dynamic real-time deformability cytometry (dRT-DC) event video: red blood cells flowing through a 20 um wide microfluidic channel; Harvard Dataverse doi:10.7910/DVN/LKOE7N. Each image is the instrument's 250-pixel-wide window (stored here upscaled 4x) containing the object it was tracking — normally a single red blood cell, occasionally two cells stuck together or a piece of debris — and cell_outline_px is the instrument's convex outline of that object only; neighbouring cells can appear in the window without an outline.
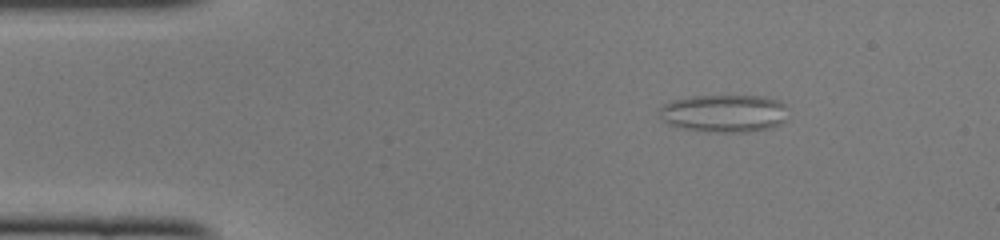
{"species": "common noctule bat (a hibernating species)", "species_latin": "Nyctalus noctula", "temperature_condition": "cold", "stored_images_in_passage": 45, "camera_frame_rate_fps": 3000, "um_per_image_px": 0.085, "animal": {"sex": "female", "body_mass_g": 22.0, "forearm_length_mm": 56.7}, "frame": {"image": 1, "passage_image": 2, "time_ms": 0.333, "image_size_px": [1000, 240], "cell_outline_px": [[784, 120], [780, 124], [772, 128], [748, 132], [720, 132], [684, 128], [672, 124], [664, 120], [660, 116], [660, 108], [664, 104], [672, 100], [692, 96], [764, 96], [780, 100], [784, 104]], "centroid_in_image_um": [61.58, 9.62], "position_along_channel_um": 23.4, "area_um2": 27.92}}
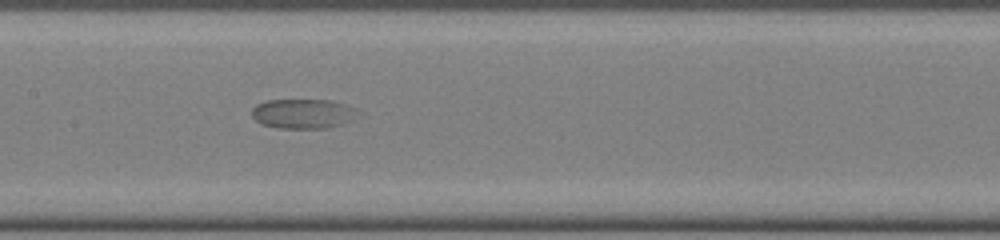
{"frame": {"image": 2, "passage_image": 19, "time_ms": 6.0, "image_size_px": [1000, 240], "cell_outline_px": [[356, 108], [340, 124], [324, 128], [276, 128], [260, 124], [252, 116], [252, 108], [256, 104], [264, 100], [328, 100], [344, 104]], "centroid_in_image_um": [25.56, 9.65], "position_along_channel_um": 181.8, "area_um2": 17.69}}
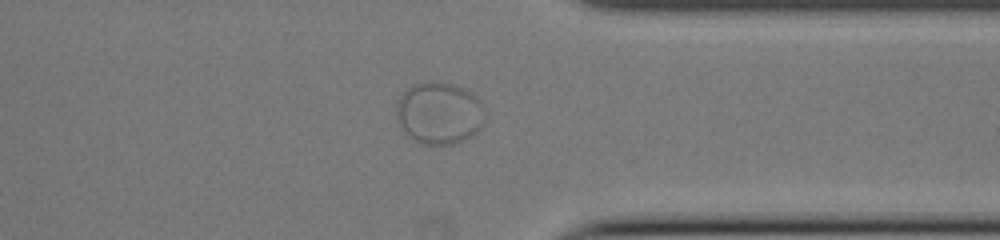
{"frame": {"image": 3, "passage_image": 34, "time_ms": 11.0, "image_size_px": [1000, 240], "cell_outline_px": [[484, 124], [476, 132], [452, 144], [420, 144], [412, 140], [400, 128], [396, 112], [396, 104], [400, 96], [412, 84], [428, 80], [436, 80], [452, 84], [476, 96], [480, 100], [484, 120]], "centroid_in_image_um": [37.27, 9.6], "position_along_channel_um": 374.1, "area_um2": 32.02}}